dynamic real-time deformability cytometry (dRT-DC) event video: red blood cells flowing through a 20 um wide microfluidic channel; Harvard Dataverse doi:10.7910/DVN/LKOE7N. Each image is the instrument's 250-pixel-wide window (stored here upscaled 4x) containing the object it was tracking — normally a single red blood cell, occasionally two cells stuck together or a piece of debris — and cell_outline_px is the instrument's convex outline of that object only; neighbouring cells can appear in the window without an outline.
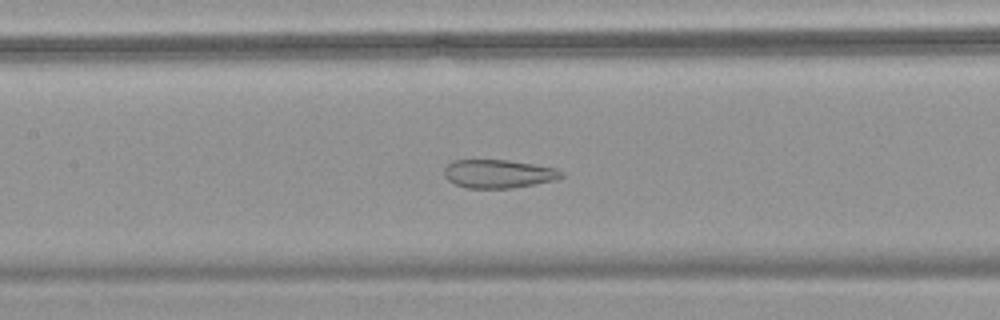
{"species": "common noctule bat (a hibernating species)", "species_latin": "Nyctalus noctula", "temperature_condition": "warm", "stored_images_in_passage": 49, "camera_frame_rate_fps": 3000, "um_per_image_px": 0.085, "animal": {"sex": "female", "body_mass_g": 18.4}, "frame": {"image": 1, "passage_image": 24, "time_ms": 7.667, "image_size_px": [1000, 320], "cell_outline_px": [[564, 176], [552, 180], [512, 188], [468, 188], [456, 184], [448, 180], [444, 176], [444, 168], [452, 160], [508, 160], [556, 168], [564, 172]], "centroid_in_image_um": [42.34, 14.76], "position_along_channel_um": 165.1, "area_um2": 19.25}}
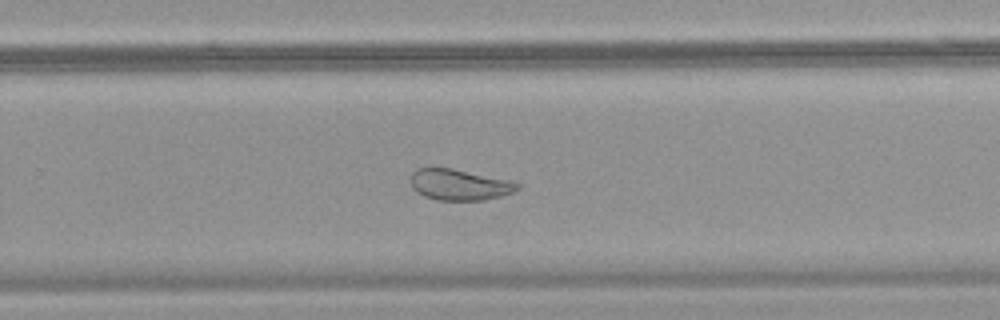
{"frame": {"image": 2, "passage_image": 33, "time_ms": 10.667, "image_size_px": [1000, 320], "cell_outline_px": [[520, 188], [512, 192], [500, 196], [484, 200], [436, 200], [424, 196], [416, 192], [412, 188], [412, 172], [416, 168], [452, 168], [508, 180], [520, 184]], "centroid_in_image_um": [39.03, 15.7], "position_along_channel_um": 290.8, "area_um2": 19.13}}
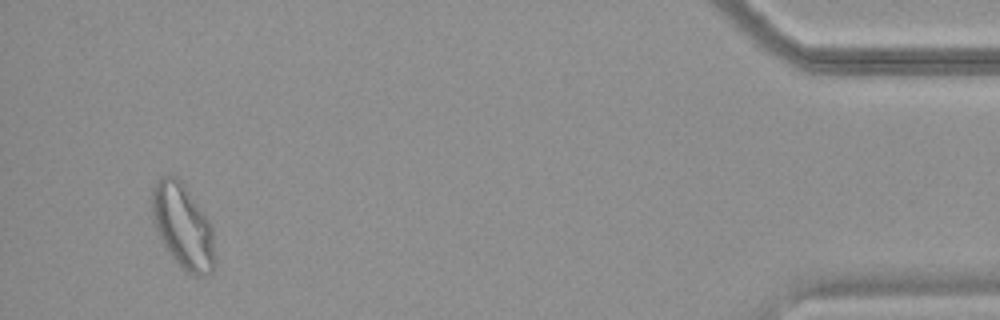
{"frame": {"image": 3, "passage_image": 47, "time_ms": 15.333, "image_size_px": [1000, 320], "cell_outline_px": [[216, 264], [212, 272], [204, 276], [188, 276], [172, 256], [164, 244], [160, 236], [152, 212], [152, 188], [160, 176], [176, 176], [184, 184], [208, 220], [212, 228], [216, 260]], "centroid_in_image_um": [15.58, 19.28], "position_along_channel_um": 419.6, "area_um2": 30.75}}